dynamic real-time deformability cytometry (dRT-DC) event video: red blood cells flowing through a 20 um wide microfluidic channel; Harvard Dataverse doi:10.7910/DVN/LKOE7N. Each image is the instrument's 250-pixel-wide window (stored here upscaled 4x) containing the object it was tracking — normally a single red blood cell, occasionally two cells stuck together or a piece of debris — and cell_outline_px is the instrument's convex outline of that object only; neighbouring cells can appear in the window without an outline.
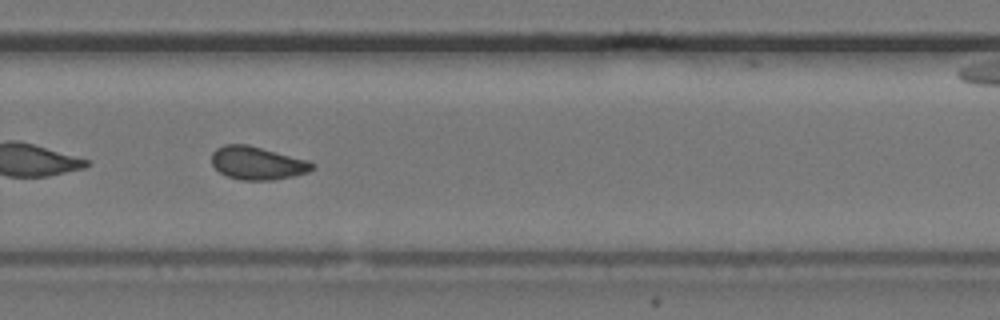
{"species": "common noctule bat (a hibernating species)", "species_latin": "Nyctalus noctula", "temperature_condition": "cold", "stored_images_in_passage": 37, "camera_frame_rate_fps": 3000, "um_per_image_px": 0.085, "animal": {"sex": "female", "body_mass_g": 24.6, "forearm_length_mm": 56.2}, "frame": {"image": 1, "passage_image": 27, "time_ms": 8.667, "image_size_px": [1000, 320], "cell_outline_px": [[316, 168], [308, 172], [292, 176], [272, 180], [240, 180], [228, 176], [220, 172], [212, 164], [212, 152], [216, 148], [224, 144], [248, 144], [308, 160], [316, 164]], "centroid_in_image_um": [21.89, 13.85], "position_along_channel_um": 307.9, "area_um2": 19.48}, "authors_computed_cell_mechanics": {"area_um2": 19.4786, "velocity_mm_per_s": 3.6943, "shape_relaxation_time_tau1_ms": null, "shape_relaxation_time_tau2_ms": 1.8374, "deformation_change_tau1": null, "deformation_change_tau2": 0.0674}}